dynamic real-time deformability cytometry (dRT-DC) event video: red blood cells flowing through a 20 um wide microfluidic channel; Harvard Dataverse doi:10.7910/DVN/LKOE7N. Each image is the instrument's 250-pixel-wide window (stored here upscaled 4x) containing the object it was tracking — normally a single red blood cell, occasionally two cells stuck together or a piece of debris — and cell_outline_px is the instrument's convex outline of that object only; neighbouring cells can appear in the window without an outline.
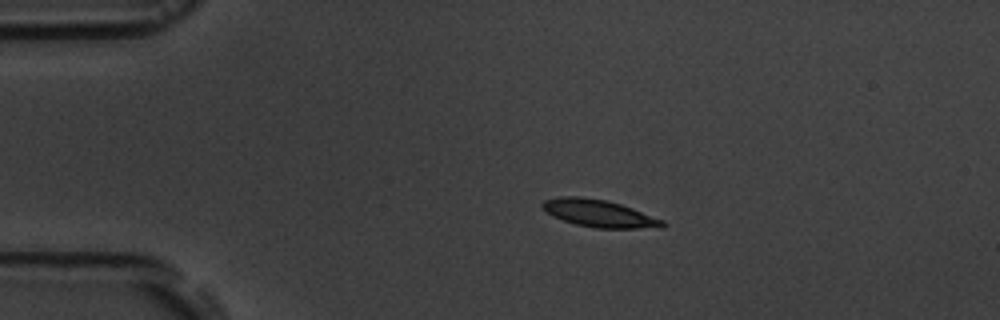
{"species": "common noctule bat (a hibernating species)", "species_latin": "Nyctalus noctula", "temperature_condition": "room temperature", "stored_images_in_passage": 8, "camera_frame_rate_fps": 3000, "um_per_image_px": 0.085, "animal": {"sex": "male", "body_mass_g": 19.5, "forearm_length_mm": 54.6}, "frame": {"image": 1, "passage_image": 1, "time_ms": 0.0, "image_size_px": [1000, 320], "cell_outline_px": [[668, 224], [664, 228], [596, 228], [576, 224], [552, 216], [540, 204], [544, 200], [560, 196], [580, 196], [608, 200], [632, 208], [664, 220]], "centroid_in_image_um": [50.97, 18.14], "position_along_channel_um": 34.0, "area_um2": 19.19}}
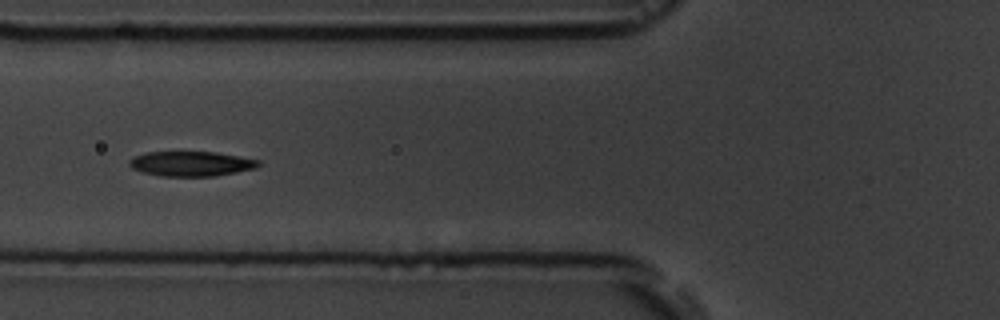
{"frame": {"image": 2, "passage_image": 4, "time_ms": 3.333, "image_size_px": [1000, 320], "cell_outline_px": [[260, 164], [256, 168], [216, 176], [160, 176], [144, 172], [132, 168], [128, 164], [128, 160], [144, 152], [216, 152], [260, 160]], "centroid_in_image_um": [16.25, 13.91], "position_along_channel_um": 109.6, "area_um2": 18.67}}
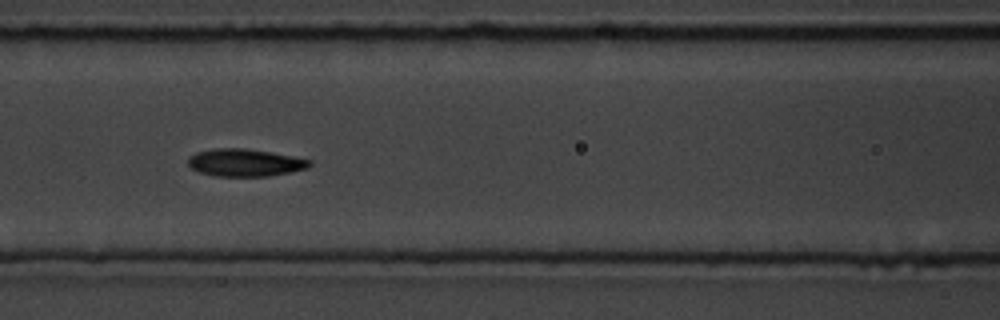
{"frame": {"image": 3, "passage_image": 5, "time_ms": 4.333, "image_size_px": [1000, 320], "cell_outline_px": [[312, 164], [308, 168], [268, 176], [212, 176], [200, 172], [192, 168], [188, 164], [188, 156], [196, 152], [216, 148], [244, 148], [292, 156], [312, 160]], "centroid_in_image_um": [20.8, 13.82], "position_along_channel_um": 145.8, "area_um2": 19.36}}